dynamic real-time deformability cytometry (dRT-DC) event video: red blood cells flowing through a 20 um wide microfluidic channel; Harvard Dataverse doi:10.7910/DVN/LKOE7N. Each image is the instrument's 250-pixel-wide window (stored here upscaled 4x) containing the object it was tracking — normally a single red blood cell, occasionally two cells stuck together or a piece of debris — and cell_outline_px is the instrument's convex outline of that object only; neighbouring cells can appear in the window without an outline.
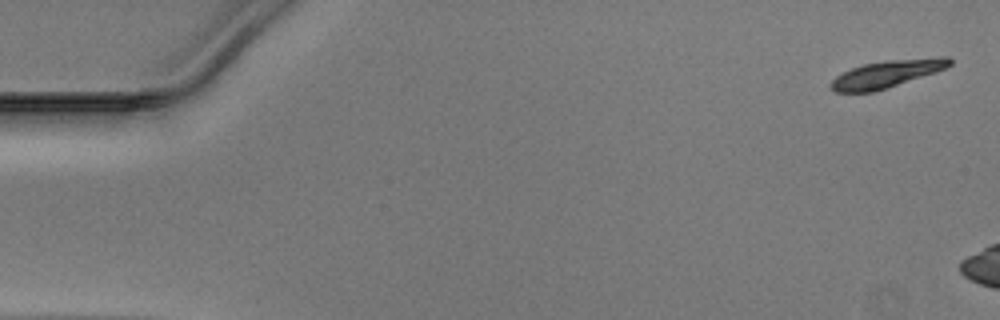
{"species": "Egyptian fruit bat (a non-hibernating species)", "species_latin": "Rousettus aegyptiacus", "temperature_condition": "warm", "stored_images_in_passage": 5, "camera_frame_rate_fps": 3000, "um_per_image_px": 0.085, "animal": {"sex": "male"}, "frame": {"image": 1, "passage_image": 1, "time_ms": 0.0, "image_size_px": [1000, 320], "cell_outline_px": [[952, 64], [936, 72], [872, 92], [836, 92], [828, 88], [828, 84], [836, 76], [852, 68], [864, 64], [884, 60], [940, 56], [948, 56], [952, 60]], "centroid_in_image_um": [75.37, 6.26], "position_along_channel_um": 9.6, "area_um2": 18.9}}